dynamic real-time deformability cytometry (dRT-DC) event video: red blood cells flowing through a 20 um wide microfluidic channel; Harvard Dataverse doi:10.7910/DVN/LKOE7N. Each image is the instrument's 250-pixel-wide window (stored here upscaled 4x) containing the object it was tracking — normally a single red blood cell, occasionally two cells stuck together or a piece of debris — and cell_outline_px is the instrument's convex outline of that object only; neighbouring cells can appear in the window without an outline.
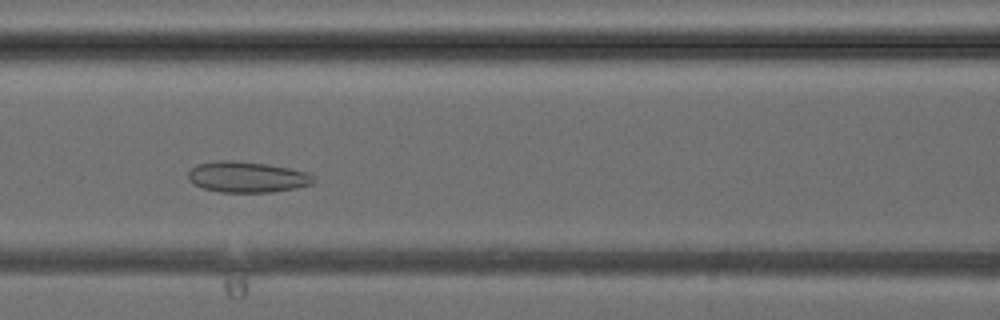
{"species": "common noctule bat (a hibernating species)", "species_latin": "Nyctalus noctula", "temperature_condition": "cold", "stored_images_in_passage": 36, "camera_frame_rate_fps": 3000, "um_per_image_px": 0.085, "animal": {"sex": "female", "body_mass_g": 24.6, "forearm_length_mm": 56.2}, "frame": {"image": 1, "passage_image": 13, "time_ms": 4.0, "image_size_px": [1000, 320], "cell_outline_px": [[316, 180], [312, 184], [296, 188], [272, 192], [220, 192], [204, 188], [192, 184], [188, 180], [188, 172], [196, 164], [216, 160], [228, 160], [268, 164], [288, 168], [304, 172], [316, 176]], "centroid_in_image_um": [20.99, 15.04], "position_along_channel_um": 145.6, "area_um2": 22.66}}
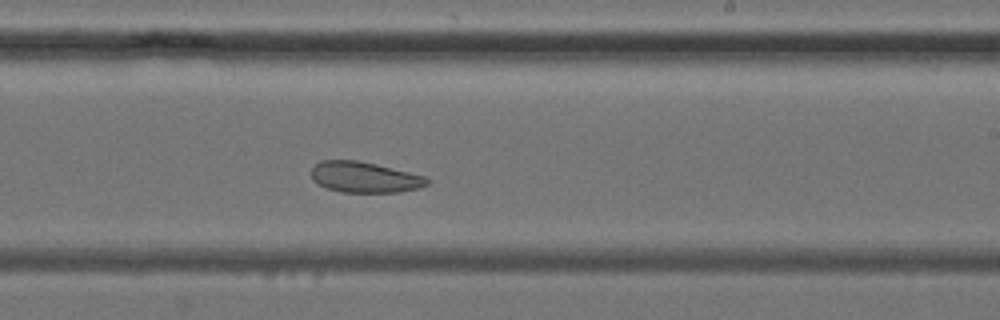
{"frame": {"image": 2, "passage_image": 20, "time_ms": 6.333, "image_size_px": [1000, 320], "cell_outline_px": [[432, 180], [428, 184], [420, 188], [400, 192], [340, 192], [328, 188], [312, 180], [312, 168], [320, 160], [356, 160], [376, 164], [428, 176]], "centroid_in_image_um": [31.05, 15.06], "position_along_channel_um": 257.9, "area_um2": 20.92}}
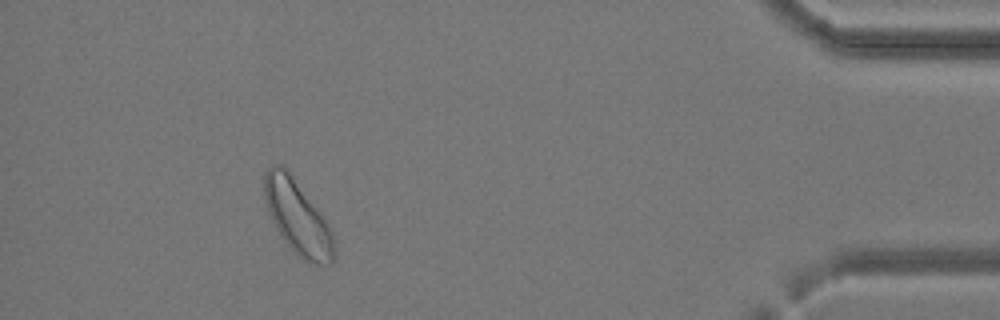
{"frame": {"image": 3, "passage_image": 33, "time_ms": 10.667, "image_size_px": [1000, 320], "cell_outline_px": [[336, 256], [332, 264], [316, 264], [304, 260], [280, 236], [268, 212], [264, 200], [264, 172], [272, 164], [280, 164], [288, 168], [324, 216], [332, 232], [336, 252]], "centroid_in_image_um": [25.3, 18.42], "position_along_channel_um": 409.9, "area_um2": 30.46}}